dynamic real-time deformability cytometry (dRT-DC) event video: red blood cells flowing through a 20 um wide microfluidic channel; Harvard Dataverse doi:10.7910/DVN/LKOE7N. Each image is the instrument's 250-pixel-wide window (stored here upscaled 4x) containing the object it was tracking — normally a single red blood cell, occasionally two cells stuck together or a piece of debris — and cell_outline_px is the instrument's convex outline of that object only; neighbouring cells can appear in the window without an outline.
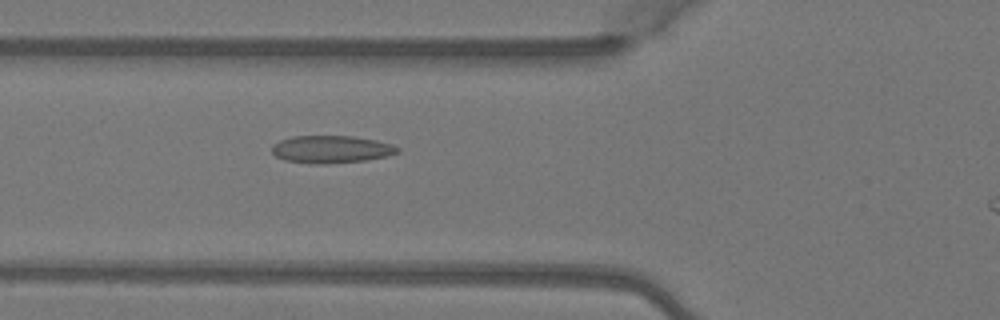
{"species": "Egyptian fruit bat (a non-hibernating species)", "species_latin": "Rousettus aegyptiacus", "temperature_condition": "warm", "stored_images_in_passage": 3, "camera_frame_rate_fps": 3000, "um_per_image_px": 0.085, "animal": {"sex": "female"}, "frame": {"image": 1, "passage_image": 2, "time_ms": 0.333, "image_size_px": [1000, 320], "cell_outline_px": [[400, 152], [384, 156], [364, 160], [324, 164], [308, 164], [284, 160], [276, 156], [272, 152], [272, 144], [280, 140], [292, 136], [352, 136], [376, 140], [392, 144], [400, 148]], "centroid_in_image_um": [28.12, 12.69], "position_along_channel_um": 97.7, "area_um2": 20.17}}